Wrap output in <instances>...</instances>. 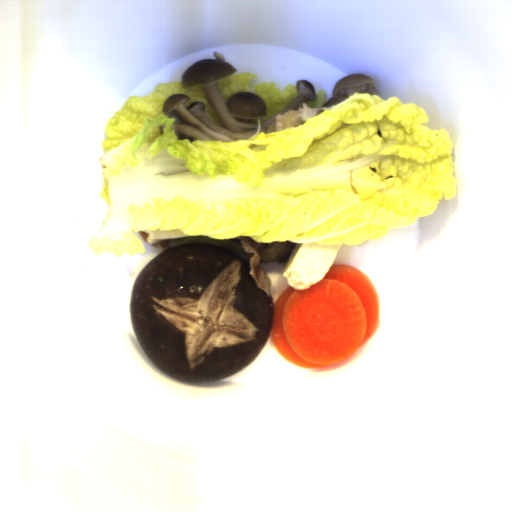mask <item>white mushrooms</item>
<instances>
[{
  "label": "white mushrooms",
  "mask_w": 512,
  "mask_h": 512,
  "mask_svg": "<svg viewBox=\"0 0 512 512\" xmlns=\"http://www.w3.org/2000/svg\"><path fill=\"white\" fill-rule=\"evenodd\" d=\"M214 58H204L192 63L181 76L182 88L200 84L214 112L224 127L213 123L204 113L205 103L195 101L188 95L172 94L162 105V113L176 119L172 128L177 139L194 141H238L254 137L257 133H269L268 129L277 115L296 110L302 103L316 100L314 84L299 79L296 83L297 95L283 109L263 122L267 117V102L258 94L247 91L233 93L229 99L223 97L218 81L237 72L226 61L220 51L213 52Z\"/></svg>",
  "instance_id": "obj_1"
},
{
  "label": "white mushrooms",
  "mask_w": 512,
  "mask_h": 512,
  "mask_svg": "<svg viewBox=\"0 0 512 512\" xmlns=\"http://www.w3.org/2000/svg\"><path fill=\"white\" fill-rule=\"evenodd\" d=\"M375 91L373 78L359 73H351L334 84L332 96L320 108H330V106L342 103L354 93L373 95Z\"/></svg>",
  "instance_id": "obj_2"
}]
</instances>
